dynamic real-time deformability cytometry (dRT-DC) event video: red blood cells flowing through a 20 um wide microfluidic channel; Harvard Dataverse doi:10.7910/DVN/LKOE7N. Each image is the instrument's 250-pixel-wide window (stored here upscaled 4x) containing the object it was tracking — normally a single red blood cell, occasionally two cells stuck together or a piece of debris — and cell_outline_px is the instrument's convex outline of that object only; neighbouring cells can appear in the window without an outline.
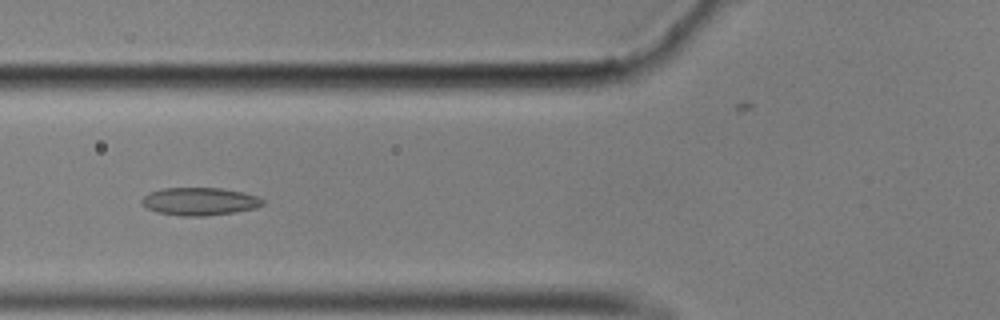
{"species": "common noctule bat (a hibernating species)", "species_latin": "Nyctalus noctula", "temperature_condition": "cold", "stored_images_in_passage": 57, "camera_frame_rate_fps": 3000, "um_per_image_px": 0.085, "animal": {"sex": "male", "body_mass_g": 17.9}, "frame": {"image": 1, "passage_image": 22, "time_ms": 7.0, "image_size_px": [1000, 320], "cell_outline_px": [[264, 204], [256, 208], [232, 212], [204, 216], [180, 216], [156, 212], [148, 208], [140, 200], [148, 192], [160, 188], [220, 188], [244, 192], [256, 196], [264, 200]], "centroid_in_image_um": [16.95, 17.11], "position_along_channel_um": 108.9, "area_um2": 19.59}}
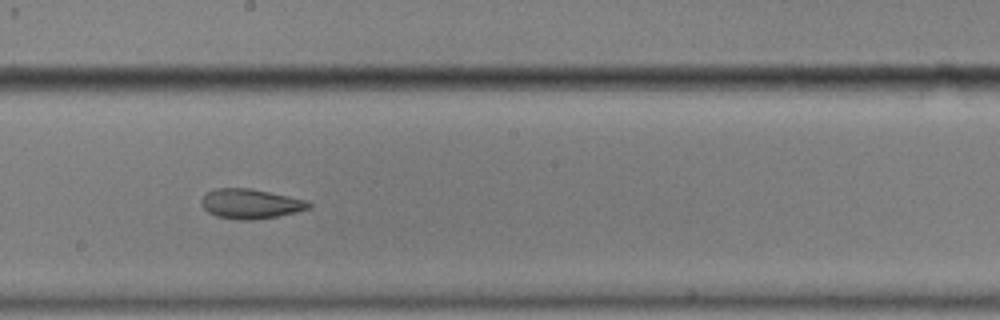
{"frame": {"image": 2, "passage_image": 32, "time_ms": 10.333, "image_size_px": [1000, 320], "cell_outline_px": [[312, 208], [296, 212], [276, 216], [252, 220], [244, 220], [216, 216], [208, 212], [204, 208], [200, 200], [208, 192], [216, 188], [252, 188], [308, 200], [312, 204]], "centroid_in_image_um": [21.33, 17.31], "position_along_channel_um": 226.9, "area_um2": 18.61}}
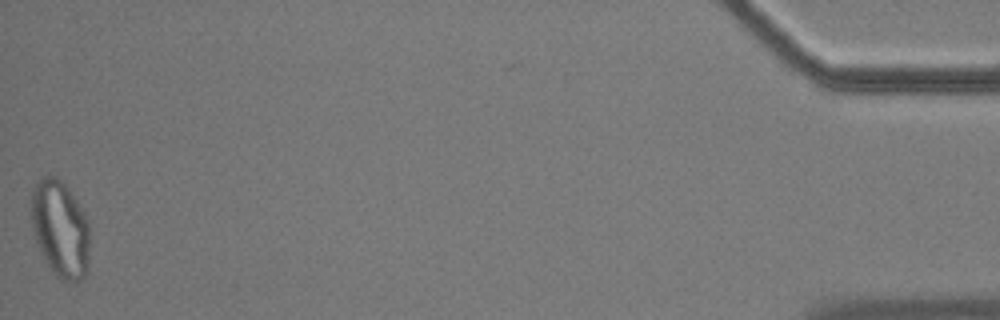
{"frame": {"image": 3, "passage_image": 57, "time_ms": 18.667, "image_size_px": [1000, 320], "cell_outline_px": [[88, 272], [80, 280], [64, 280], [56, 276], [52, 272], [44, 260], [40, 252], [32, 228], [28, 204], [32, 188], [36, 180], [40, 176], [48, 172], [56, 176], [68, 188], [84, 212], [88, 220]], "centroid_in_image_um": [5.05, 19.37], "position_along_channel_um": 430.1, "area_um2": 33.81}, "authors_computed_cell_mechanics": {"area_um2": 20.5768, "velocity_mm_per_s": 3.5299, "shape_relaxation_time_tau1_ms": null, "shape_relaxation_time_tau2_ms": 2.2742, "deformation_change_tau1": null, "deformation_change_tau2": 0.0935}}